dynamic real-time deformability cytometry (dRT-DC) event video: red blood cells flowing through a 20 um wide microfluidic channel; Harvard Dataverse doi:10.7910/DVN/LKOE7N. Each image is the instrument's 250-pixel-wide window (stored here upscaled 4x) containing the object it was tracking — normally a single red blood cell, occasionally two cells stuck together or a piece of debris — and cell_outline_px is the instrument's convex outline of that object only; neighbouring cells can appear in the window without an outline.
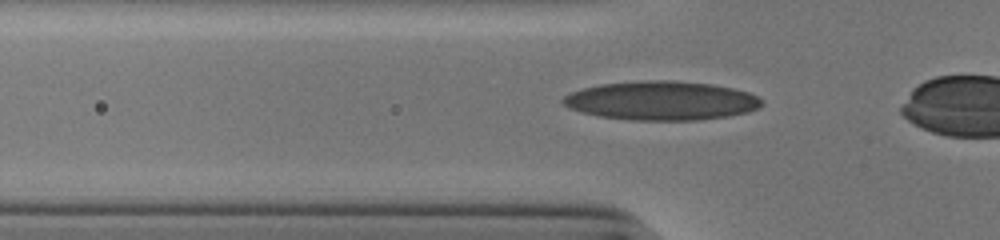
{"species": "human", "species_latin": "Homo sapiens", "temperature_condition": "cold", "stored_images_in_passage": 27, "camera_frame_rate_fps": 3000, "um_per_image_px": 0.085, "donor": {"sex": "male"}, "frame": {"image": 1, "passage_image": 2, "time_ms": 0.333, "image_size_px": [1000, 240], "cell_outline_px": [[760, 108], [748, 112], [728, 116], [700, 120], [632, 120], [600, 116], [580, 112], [564, 104], [560, 100], [564, 96], [572, 92], [584, 88], [600, 84], [644, 80], [676, 80], [712, 84], [732, 88], [748, 92], [756, 96], [760, 100]], "centroid_in_image_um": [56.22, 8.55], "position_along_channel_um": 69.6, "area_um2": 45.03}}
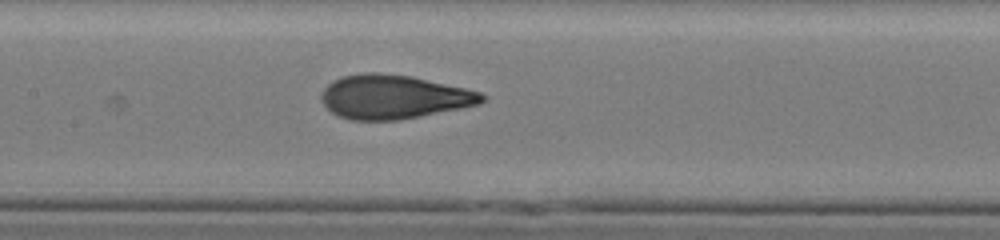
{"frame": {"image": 2, "passage_image": 10, "time_ms": 3.0, "image_size_px": [1000, 240], "cell_outline_px": [[484, 100], [480, 104], [400, 120], [352, 120], [340, 116], [332, 112], [320, 100], [320, 96], [324, 88], [328, 84], [344, 76], [364, 72], [376, 72], [412, 76], [464, 88], [480, 92], [484, 96]], "centroid_in_image_um": [33.44, 8.23], "position_along_channel_um": 174.0, "area_um2": 40.81}}
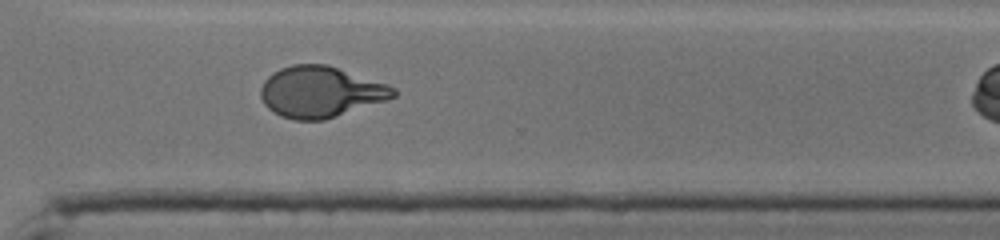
{"frame": {"image": 3, "passage_image": 23, "time_ms": 7.333, "image_size_px": [1000, 240], "cell_outline_px": [[396, 96], [388, 100], [324, 120], [296, 120], [280, 116], [272, 112], [264, 104], [260, 96], [260, 88], [264, 80], [272, 72], [280, 68], [292, 64], [328, 64], [388, 84], [396, 88]], "centroid_in_image_um": [27.24, 7.8], "position_along_channel_um": 343.4, "area_um2": 39.88}}